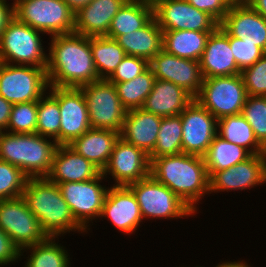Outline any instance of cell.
<instances>
[{
    "label": "cell",
    "instance_id": "cell-27",
    "mask_svg": "<svg viewBox=\"0 0 266 267\" xmlns=\"http://www.w3.org/2000/svg\"><path fill=\"white\" fill-rule=\"evenodd\" d=\"M154 18V8L143 0H127L113 17L106 37L116 39L146 26Z\"/></svg>",
    "mask_w": 266,
    "mask_h": 267
},
{
    "label": "cell",
    "instance_id": "cell-38",
    "mask_svg": "<svg viewBox=\"0 0 266 267\" xmlns=\"http://www.w3.org/2000/svg\"><path fill=\"white\" fill-rule=\"evenodd\" d=\"M38 102L14 104L6 132L37 133Z\"/></svg>",
    "mask_w": 266,
    "mask_h": 267
},
{
    "label": "cell",
    "instance_id": "cell-34",
    "mask_svg": "<svg viewBox=\"0 0 266 267\" xmlns=\"http://www.w3.org/2000/svg\"><path fill=\"white\" fill-rule=\"evenodd\" d=\"M155 81V76L150 67L126 82L113 83L120 102L126 111L142 108L147 96L150 94Z\"/></svg>",
    "mask_w": 266,
    "mask_h": 267
},
{
    "label": "cell",
    "instance_id": "cell-25",
    "mask_svg": "<svg viewBox=\"0 0 266 267\" xmlns=\"http://www.w3.org/2000/svg\"><path fill=\"white\" fill-rule=\"evenodd\" d=\"M119 136L114 130L91 128L68 146L103 171Z\"/></svg>",
    "mask_w": 266,
    "mask_h": 267
},
{
    "label": "cell",
    "instance_id": "cell-30",
    "mask_svg": "<svg viewBox=\"0 0 266 267\" xmlns=\"http://www.w3.org/2000/svg\"><path fill=\"white\" fill-rule=\"evenodd\" d=\"M252 154L240 145L233 144L216 135L203 155L209 177L214 173L248 159Z\"/></svg>",
    "mask_w": 266,
    "mask_h": 267
},
{
    "label": "cell",
    "instance_id": "cell-5",
    "mask_svg": "<svg viewBox=\"0 0 266 267\" xmlns=\"http://www.w3.org/2000/svg\"><path fill=\"white\" fill-rule=\"evenodd\" d=\"M44 33L20 22L15 16L0 36V60L13 65L47 68L48 53L44 48ZM41 35V36H40Z\"/></svg>",
    "mask_w": 266,
    "mask_h": 267
},
{
    "label": "cell",
    "instance_id": "cell-2",
    "mask_svg": "<svg viewBox=\"0 0 266 267\" xmlns=\"http://www.w3.org/2000/svg\"><path fill=\"white\" fill-rule=\"evenodd\" d=\"M150 175L167 186L196 214V204L209 194V175L203 156L181 153L150 160Z\"/></svg>",
    "mask_w": 266,
    "mask_h": 267
},
{
    "label": "cell",
    "instance_id": "cell-41",
    "mask_svg": "<svg viewBox=\"0 0 266 267\" xmlns=\"http://www.w3.org/2000/svg\"><path fill=\"white\" fill-rule=\"evenodd\" d=\"M248 96H266V54L241 71Z\"/></svg>",
    "mask_w": 266,
    "mask_h": 267
},
{
    "label": "cell",
    "instance_id": "cell-52",
    "mask_svg": "<svg viewBox=\"0 0 266 267\" xmlns=\"http://www.w3.org/2000/svg\"><path fill=\"white\" fill-rule=\"evenodd\" d=\"M1 1L8 2L7 0H1ZM11 1L13 2L10 4L14 7L18 3L19 0H11Z\"/></svg>",
    "mask_w": 266,
    "mask_h": 267
},
{
    "label": "cell",
    "instance_id": "cell-44",
    "mask_svg": "<svg viewBox=\"0 0 266 267\" xmlns=\"http://www.w3.org/2000/svg\"><path fill=\"white\" fill-rule=\"evenodd\" d=\"M20 249L11 238L0 228V267L13 264L20 260Z\"/></svg>",
    "mask_w": 266,
    "mask_h": 267
},
{
    "label": "cell",
    "instance_id": "cell-24",
    "mask_svg": "<svg viewBox=\"0 0 266 267\" xmlns=\"http://www.w3.org/2000/svg\"><path fill=\"white\" fill-rule=\"evenodd\" d=\"M193 100L194 97L182 87L170 81L155 79L142 108L163 118L180 115Z\"/></svg>",
    "mask_w": 266,
    "mask_h": 267
},
{
    "label": "cell",
    "instance_id": "cell-36",
    "mask_svg": "<svg viewBox=\"0 0 266 267\" xmlns=\"http://www.w3.org/2000/svg\"><path fill=\"white\" fill-rule=\"evenodd\" d=\"M219 26L231 37L250 36L251 6L247 2H233Z\"/></svg>",
    "mask_w": 266,
    "mask_h": 267
},
{
    "label": "cell",
    "instance_id": "cell-33",
    "mask_svg": "<svg viewBox=\"0 0 266 267\" xmlns=\"http://www.w3.org/2000/svg\"><path fill=\"white\" fill-rule=\"evenodd\" d=\"M48 92L38 100L37 133L53 139L60 145L61 113L58 104V87L50 86Z\"/></svg>",
    "mask_w": 266,
    "mask_h": 267
},
{
    "label": "cell",
    "instance_id": "cell-42",
    "mask_svg": "<svg viewBox=\"0 0 266 267\" xmlns=\"http://www.w3.org/2000/svg\"><path fill=\"white\" fill-rule=\"evenodd\" d=\"M148 67L149 62L146 59L126 55L107 80L109 82L130 81L144 72Z\"/></svg>",
    "mask_w": 266,
    "mask_h": 267
},
{
    "label": "cell",
    "instance_id": "cell-10",
    "mask_svg": "<svg viewBox=\"0 0 266 267\" xmlns=\"http://www.w3.org/2000/svg\"><path fill=\"white\" fill-rule=\"evenodd\" d=\"M80 88L86 100L91 128L121 133L126 110L120 102L114 84L107 79H100Z\"/></svg>",
    "mask_w": 266,
    "mask_h": 267
},
{
    "label": "cell",
    "instance_id": "cell-16",
    "mask_svg": "<svg viewBox=\"0 0 266 267\" xmlns=\"http://www.w3.org/2000/svg\"><path fill=\"white\" fill-rule=\"evenodd\" d=\"M266 183V154L251 155L209 177V194L252 189ZM231 190V191H230Z\"/></svg>",
    "mask_w": 266,
    "mask_h": 267
},
{
    "label": "cell",
    "instance_id": "cell-48",
    "mask_svg": "<svg viewBox=\"0 0 266 267\" xmlns=\"http://www.w3.org/2000/svg\"><path fill=\"white\" fill-rule=\"evenodd\" d=\"M256 12L266 19V0H247L246 1Z\"/></svg>",
    "mask_w": 266,
    "mask_h": 267
},
{
    "label": "cell",
    "instance_id": "cell-51",
    "mask_svg": "<svg viewBox=\"0 0 266 267\" xmlns=\"http://www.w3.org/2000/svg\"><path fill=\"white\" fill-rule=\"evenodd\" d=\"M146 4L150 5L151 7H155L157 4L166 1V0H143Z\"/></svg>",
    "mask_w": 266,
    "mask_h": 267
},
{
    "label": "cell",
    "instance_id": "cell-39",
    "mask_svg": "<svg viewBox=\"0 0 266 267\" xmlns=\"http://www.w3.org/2000/svg\"><path fill=\"white\" fill-rule=\"evenodd\" d=\"M27 179L17 166L0 160V200L22 196Z\"/></svg>",
    "mask_w": 266,
    "mask_h": 267
},
{
    "label": "cell",
    "instance_id": "cell-20",
    "mask_svg": "<svg viewBox=\"0 0 266 267\" xmlns=\"http://www.w3.org/2000/svg\"><path fill=\"white\" fill-rule=\"evenodd\" d=\"M229 44V35L218 26L207 39L200 59L203 78L241 74Z\"/></svg>",
    "mask_w": 266,
    "mask_h": 267
},
{
    "label": "cell",
    "instance_id": "cell-45",
    "mask_svg": "<svg viewBox=\"0 0 266 267\" xmlns=\"http://www.w3.org/2000/svg\"><path fill=\"white\" fill-rule=\"evenodd\" d=\"M246 39L257 43L266 52V19L251 7L250 36Z\"/></svg>",
    "mask_w": 266,
    "mask_h": 267
},
{
    "label": "cell",
    "instance_id": "cell-3",
    "mask_svg": "<svg viewBox=\"0 0 266 267\" xmlns=\"http://www.w3.org/2000/svg\"><path fill=\"white\" fill-rule=\"evenodd\" d=\"M28 208L48 237L86 232L74 219L57 184L47 177L28 178L22 193Z\"/></svg>",
    "mask_w": 266,
    "mask_h": 267
},
{
    "label": "cell",
    "instance_id": "cell-32",
    "mask_svg": "<svg viewBox=\"0 0 266 267\" xmlns=\"http://www.w3.org/2000/svg\"><path fill=\"white\" fill-rule=\"evenodd\" d=\"M91 52L99 79H108L126 56L118 42L106 36L91 37Z\"/></svg>",
    "mask_w": 266,
    "mask_h": 267
},
{
    "label": "cell",
    "instance_id": "cell-18",
    "mask_svg": "<svg viewBox=\"0 0 266 267\" xmlns=\"http://www.w3.org/2000/svg\"><path fill=\"white\" fill-rule=\"evenodd\" d=\"M108 218L119 232L130 235L140 227L143 218L136 196L128 186L109 187L99 219Z\"/></svg>",
    "mask_w": 266,
    "mask_h": 267
},
{
    "label": "cell",
    "instance_id": "cell-13",
    "mask_svg": "<svg viewBox=\"0 0 266 267\" xmlns=\"http://www.w3.org/2000/svg\"><path fill=\"white\" fill-rule=\"evenodd\" d=\"M102 175L112 176L113 186H128L150 175L149 155L119 136Z\"/></svg>",
    "mask_w": 266,
    "mask_h": 267
},
{
    "label": "cell",
    "instance_id": "cell-49",
    "mask_svg": "<svg viewBox=\"0 0 266 267\" xmlns=\"http://www.w3.org/2000/svg\"><path fill=\"white\" fill-rule=\"evenodd\" d=\"M64 1L76 13L81 7L87 5L91 0H64Z\"/></svg>",
    "mask_w": 266,
    "mask_h": 267
},
{
    "label": "cell",
    "instance_id": "cell-37",
    "mask_svg": "<svg viewBox=\"0 0 266 267\" xmlns=\"http://www.w3.org/2000/svg\"><path fill=\"white\" fill-rule=\"evenodd\" d=\"M258 142L266 149V96H247L241 113Z\"/></svg>",
    "mask_w": 266,
    "mask_h": 267
},
{
    "label": "cell",
    "instance_id": "cell-40",
    "mask_svg": "<svg viewBox=\"0 0 266 267\" xmlns=\"http://www.w3.org/2000/svg\"><path fill=\"white\" fill-rule=\"evenodd\" d=\"M229 44L237 67L241 71L249 66H252L266 54L261 47L257 46V43L246 39V37L239 39L229 35Z\"/></svg>",
    "mask_w": 266,
    "mask_h": 267
},
{
    "label": "cell",
    "instance_id": "cell-8",
    "mask_svg": "<svg viewBox=\"0 0 266 267\" xmlns=\"http://www.w3.org/2000/svg\"><path fill=\"white\" fill-rule=\"evenodd\" d=\"M247 92L241 74L204 78L199 94L194 98L217 120L242 113Z\"/></svg>",
    "mask_w": 266,
    "mask_h": 267
},
{
    "label": "cell",
    "instance_id": "cell-6",
    "mask_svg": "<svg viewBox=\"0 0 266 267\" xmlns=\"http://www.w3.org/2000/svg\"><path fill=\"white\" fill-rule=\"evenodd\" d=\"M14 16L49 37L74 32L75 12L64 0H19Z\"/></svg>",
    "mask_w": 266,
    "mask_h": 267
},
{
    "label": "cell",
    "instance_id": "cell-9",
    "mask_svg": "<svg viewBox=\"0 0 266 267\" xmlns=\"http://www.w3.org/2000/svg\"><path fill=\"white\" fill-rule=\"evenodd\" d=\"M49 87L47 72L43 67L0 64V95L13 105L38 102Z\"/></svg>",
    "mask_w": 266,
    "mask_h": 267
},
{
    "label": "cell",
    "instance_id": "cell-21",
    "mask_svg": "<svg viewBox=\"0 0 266 267\" xmlns=\"http://www.w3.org/2000/svg\"><path fill=\"white\" fill-rule=\"evenodd\" d=\"M102 171L68 145H58L47 178L54 183L84 182L97 178Z\"/></svg>",
    "mask_w": 266,
    "mask_h": 267
},
{
    "label": "cell",
    "instance_id": "cell-26",
    "mask_svg": "<svg viewBox=\"0 0 266 267\" xmlns=\"http://www.w3.org/2000/svg\"><path fill=\"white\" fill-rule=\"evenodd\" d=\"M126 55L146 59L148 62L163 49V31L153 18L146 26L115 39Z\"/></svg>",
    "mask_w": 266,
    "mask_h": 267
},
{
    "label": "cell",
    "instance_id": "cell-22",
    "mask_svg": "<svg viewBox=\"0 0 266 267\" xmlns=\"http://www.w3.org/2000/svg\"><path fill=\"white\" fill-rule=\"evenodd\" d=\"M127 0H91L75 13L74 32L80 35L106 36L111 21Z\"/></svg>",
    "mask_w": 266,
    "mask_h": 267
},
{
    "label": "cell",
    "instance_id": "cell-31",
    "mask_svg": "<svg viewBox=\"0 0 266 267\" xmlns=\"http://www.w3.org/2000/svg\"><path fill=\"white\" fill-rule=\"evenodd\" d=\"M58 239L57 237L56 242V237H48L41 243L20 250V257L24 256L23 253L26 251L31 253L26 257L24 267H71L68 250Z\"/></svg>",
    "mask_w": 266,
    "mask_h": 267
},
{
    "label": "cell",
    "instance_id": "cell-53",
    "mask_svg": "<svg viewBox=\"0 0 266 267\" xmlns=\"http://www.w3.org/2000/svg\"><path fill=\"white\" fill-rule=\"evenodd\" d=\"M247 0H232V2H246Z\"/></svg>",
    "mask_w": 266,
    "mask_h": 267
},
{
    "label": "cell",
    "instance_id": "cell-47",
    "mask_svg": "<svg viewBox=\"0 0 266 267\" xmlns=\"http://www.w3.org/2000/svg\"><path fill=\"white\" fill-rule=\"evenodd\" d=\"M14 17V7L0 0V36L8 22Z\"/></svg>",
    "mask_w": 266,
    "mask_h": 267
},
{
    "label": "cell",
    "instance_id": "cell-50",
    "mask_svg": "<svg viewBox=\"0 0 266 267\" xmlns=\"http://www.w3.org/2000/svg\"><path fill=\"white\" fill-rule=\"evenodd\" d=\"M244 260H238V261H225L217 264L215 267H252L248 265ZM203 267V266H202Z\"/></svg>",
    "mask_w": 266,
    "mask_h": 267
},
{
    "label": "cell",
    "instance_id": "cell-29",
    "mask_svg": "<svg viewBox=\"0 0 266 267\" xmlns=\"http://www.w3.org/2000/svg\"><path fill=\"white\" fill-rule=\"evenodd\" d=\"M217 135L247 149L252 155L266 154L256 139L251 125L242 114L225 116L217 121Z\"/></svg>",
    "mask_w": 266,
    "mask_h": 267
},
{
    "label": "cell",
    "instance_id": "cell-43",
    "mask_svg": "<svg viewBox=\"0 0 266 267\" xmlns=\"http://www.w3.org/2000/svg\"><path fill=\"white\" fill-rule=\"evenodd\" d=\"M195 8L207 12L218 23L225 17L232 0H187Z\"/></svg>",
    "mask_w": 266,
    "mask_h": 267
},
{
    "label": "cell",
    "instance_id": "cell-4",
    "mask_svg": "<svg viewBox=\"0 0 266 267\" xmlns=\"http://www.w3.org/2000/svg\"><path fill=\"white\" fill-rule=\"evenodd\" d=\"M57 146L38 133L0 132V160L17 166L28 178L48 176Z\"/></svg>",
    "mask_w": 266,
    "mask_h": 267
},
{
    "label": "cell",
    "instance_id": "cell-19",
    "mask_svg": "<svg viewBox=\"0 0 266 267\" xmlns=\"http://www.w3.org/2000/svg\"><path fill=\"white\" fill-rule=\"evenodd\" d=\"M61 113L60 145H69L89 129V115L81 88L58 87Z\"/></svg>",
    "mask_w": 266,
    "mask_h": 267
},
{
    "label": "cell",
    "instance_id": "cell-28",
    "mask_svg": "<svg viewBox=\"0 0 266 267\" xmlns=\"http://www.w3.org/2000/svg\"><path fill=\"white\" fill-rule=\"evenodd\" d=\"M211 32L213 31H163V50L180 58L200 61Z\"/></svg>",
    "mask_w": 266,
    "mask_h": 267
},
{
    "label": "cell",
    "instance_id": "cell-1",
    "mask_svg": "<svg viewBox=\"0 0 266 267\" xmlns=\"http://www.w3.org/2000/svg\"><path fill=\"white\" fill-rule=\"evenodd\" d=\"M50 38L46 68L49 86L80 88L100 80L91 52V37L73 32Z\"/></svg>",
    "mask_w": 266,
    "mask_h": 267
},
{
    "label": "cell",
    "instance_id": "cell-35",
    "mask_svg": "<svg viewBox=\"0 0 266 267\" xmlns=\"http://www.w3.org/2000/svg\"><path fill=\"white\" fill-rule=\"evenodd\" d=\"M182 120L180 115L163 117L157 136V141L149 160L161 156L178 155L182 153Z\"/></svg>",
    "mask_w": 266,
    "mask_h": 267
},
{
    "label": "cell",
    "instance_id": "cell-17",
    "mask_svg": "<svg viewBox=\"0 0 266 267\" xmlns=\"http://www.w3.org/2000/svg\"><path fill=\"white\" fill-rule=\"evenodd\" d=\"M149 67L155 79L170 81L194 98L199 94L204 79L199 61L180 58L162 49L149 61Z\"/></svg>",
    "mask_w": 266,
    "mask_h": 267
},
{
    "label": "cell",
    "instance_id": "cell-15",
    "mask_svg": "<svg viewBox=\"0 0 266 267\" xmlns=\"http://www.w3.org/2000/svg\"><path fill=\"white\" fill-rule=\"evenodd\" d=\"M182 153L203 156L217 135V119L196 100L180 114Z\"/></svg>",
    "mask_w": 266,
    "mask_h": 267
},
{
    "label": "cell",
    "instance_id": "cell-7",
    "mask_svg": "<svg viewBox=\"0 0 266 267\" xmlns=\"http://www.w3.org/2000/svg\"><path fill=\"white\" fill-rule=\"evenodd\" d=\"M136 196L143 220L179 219L196 213L167 186L151 175L128 185Z\"/></svg>",
    "mask_w": 266,
    "mask_h": 267
},
{
    "label": "cell",
    "instance_id": "cell-23",
    "mask_svg": "<svg viewBox=\"0 0 266 267\" xmlns=\"http://www.w3.org/2000/svg\"><path fill=\"white\" fill-rule=\"evenodd\" d=\"M162 117L143 108L126 111L120 137L150 155L157 141Z\"/></svg>",
    "mask_w": 266,
    "mask_h": 267
},
{
    "label": "cell",
    "instance_id": "cell-12",
    "mask_svg": "<svg viewBox=\"0 0 266 267\" xmlns=\"http://www.w3.org/2000/svg\"><path fill=\"white\" fill-rule=\"evenodd\" d=\"M0 228L20 250L48 238L22 196L0 200Z\"/></svg>",
    "mask_w": 266,
    "mask_h": 267
},
{
    "label": "cell",
    "instance_id": "cell-11",
    "mask_svg": "<svg viewBox=\"0 0 266 267\" xmlns=\"http://www.w3.org/2000/svg\"><path fill=\"white\" fill-rule=\"evenodd\" d=\"M106 178L102 173L94 179L84 182L55 183L67 202L72 216L86 231H90V222L98 220L109 187L101 185Z\"/></svg>",
    "mask_w": 266,
    "mask_h": 267
},
{
    "label": "cell",
    "instance_id": "cell-14",
    "mask_svg": "<svg viewBox=\"0 0 266 267\" xmlns=\"http://www.w3.org/2000/svg\"><path fill=\"white\" fill-rule=\"evenodd\" d=\"M154 18L162 31H214L219 23L187 0H166L154 7Z\"/></svg>",
    "mask_w": 266,
    "mask_h": 267
},
{
    "label": "cell",
    "instance_id": "cell-46",
    "mask_svg": "<svg viewBox=\"0 0 266 267\" xmlns=\"http://www.w3.org/2000/svg\"><path fill=\"white\" fill-rule=\"evenodd\" d=\"M13 104L0 95V132H5Z\"/></svg>",
    "mask_w": 266,
    "mask_h": 267
}]
</instances>
